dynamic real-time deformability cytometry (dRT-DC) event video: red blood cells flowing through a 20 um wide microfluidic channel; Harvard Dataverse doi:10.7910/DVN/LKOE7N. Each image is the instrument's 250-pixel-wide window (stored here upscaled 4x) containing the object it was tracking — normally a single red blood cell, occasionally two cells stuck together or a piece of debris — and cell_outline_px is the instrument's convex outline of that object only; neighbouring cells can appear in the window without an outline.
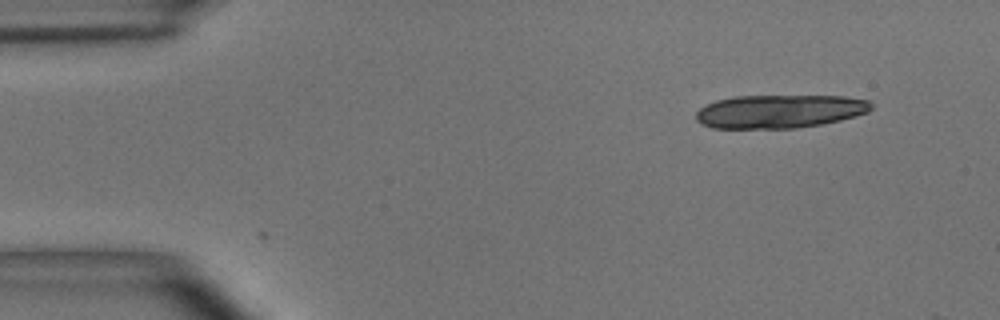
{"species": "common noctule bat (a hibernating species)", "species_latin": "Nyctalus noctula", "temperature_condition": "room temperature", "stored_images_in_passage": 2, "camera_frame_rate_fps": 3000, "um_per_image_px": 0.085, "animal": {"sex": "male", "body_mass_g": 15.6}, "frame": {"image": 1, "passage_image": 1, "time_ms": 0.0, "image_size_px": [1000, 320], "cell_outline_px": [[872, 108], [868, 112], [856, 116], [840, 120], [820, 124], [796, 128], [712, 128], [700, 124], [696, 120], [696, 112], [700, 108], [716, 100], [736, 96], [844, 96], [868, 100], [872, 104]], "centroid_in_image_um": [66.26, 9.46], "position_along_channel_um": 18.7, "area_um2": 34.1}}